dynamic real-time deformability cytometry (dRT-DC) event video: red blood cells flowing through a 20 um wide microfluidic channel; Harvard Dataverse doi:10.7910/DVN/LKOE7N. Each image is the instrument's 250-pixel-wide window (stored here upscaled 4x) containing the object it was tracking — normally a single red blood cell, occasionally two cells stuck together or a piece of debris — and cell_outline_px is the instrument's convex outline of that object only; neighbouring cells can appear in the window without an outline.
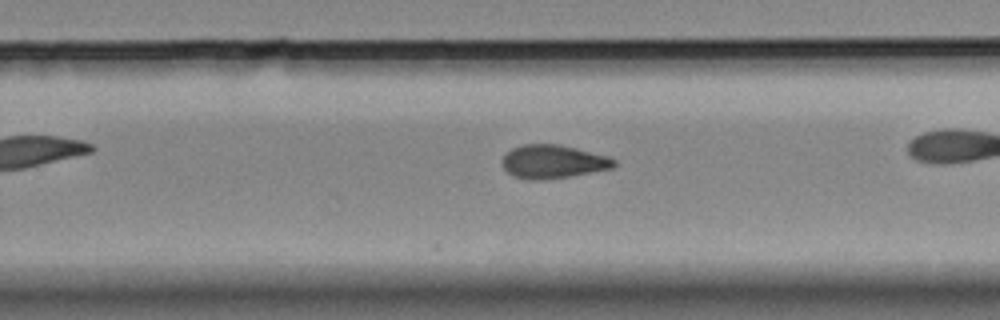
{"species": "Egyptian fruit bat (a non-hibernating species)", "species_latin": "Rousettus aegyptiacus", "temperature_condition": "room temperature", "stored_images_in_passage": 25, "camera_frame_rate_fps": 3000, "um_per_image_px": 0.085, "animal": {"sex": "female"}, "frame": {"image": 1, "passage_image": 18, "time_ms": 5.667, "image_size_px": [1000, 320], "cell_outline_px": [[616, 164], [612, 168], [572, 176], [544, 180], [528, 180], [512, 176], [504, 168], [504, 156], [512, 148], [524, 144], [560, 144], [608, 156], [616, 160]], "centroid_in_image_um": [47.03, 13.75], "position_along_channel_um": 282.8, "area_um2": 21.79}}